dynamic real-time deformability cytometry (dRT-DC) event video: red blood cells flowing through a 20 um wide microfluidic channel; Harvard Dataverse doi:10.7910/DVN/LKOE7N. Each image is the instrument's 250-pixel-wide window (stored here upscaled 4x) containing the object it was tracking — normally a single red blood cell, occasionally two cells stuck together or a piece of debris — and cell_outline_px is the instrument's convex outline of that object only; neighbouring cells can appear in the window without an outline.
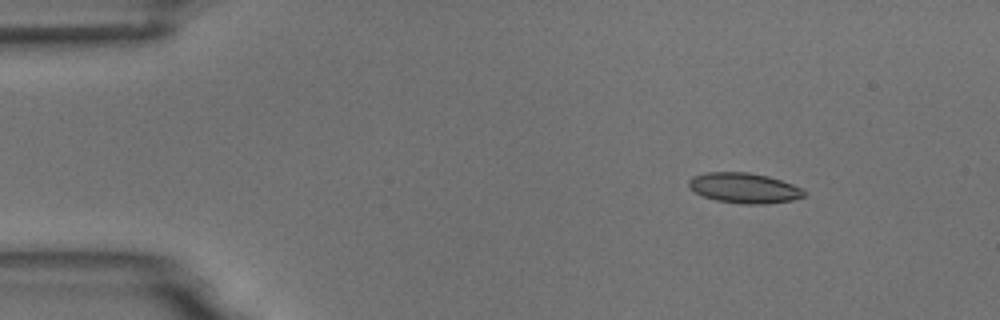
{"species": "common noctule bat (a hibernating species)", "species_latin": "Nyctalus noctula", "temperature_condition": "room temperature", "stored_images_in_passage": 5, "camera_frame_rate_fps": 3000, "um_per_image_px": 0.085, "animal": {"sex": "male", "body_mass_g": 18.8}, "frame": {"image": 1, "passage_image": 1, "time_ms": 0.0, "image_size_px": [1000, 320], "cell_outline_px": [[804, 196], [792, 200], [764, 204], [744, 204], [716, 200], [704, 196], [688, 188], [688, 180], [692, 176], [704, 172], [748, 172], [768, 176], [792, 184], [800, 188], [804, 192]], "centroid_in_image_um": [63.2, 15.97], "position_along_channel_um": 21.8, "area_um2": 20.23}}
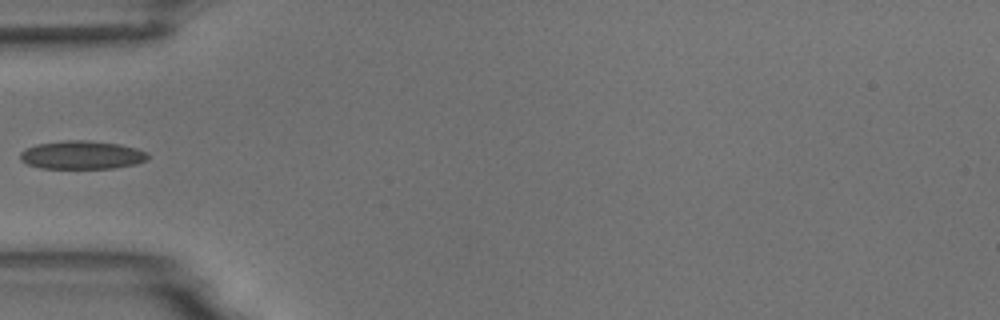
{"frame": {"image": 2, "passage_image": 4, "time_ms": 3.667, "image_size_px": [1000, 320], "cell_outline_px": [[148, 160], [136, 164], [112, 168], [40, 168], [28, 164], [20, 160], [20, 152], [24, 148], [36, 144], [64, 140], [88, 140], [120, 144], [136, 148], [148, 152]], "centroid_in_image_um": [6.95, 13.16], "position_along_channel_um": 78.0, "area_um2": 21.27}}